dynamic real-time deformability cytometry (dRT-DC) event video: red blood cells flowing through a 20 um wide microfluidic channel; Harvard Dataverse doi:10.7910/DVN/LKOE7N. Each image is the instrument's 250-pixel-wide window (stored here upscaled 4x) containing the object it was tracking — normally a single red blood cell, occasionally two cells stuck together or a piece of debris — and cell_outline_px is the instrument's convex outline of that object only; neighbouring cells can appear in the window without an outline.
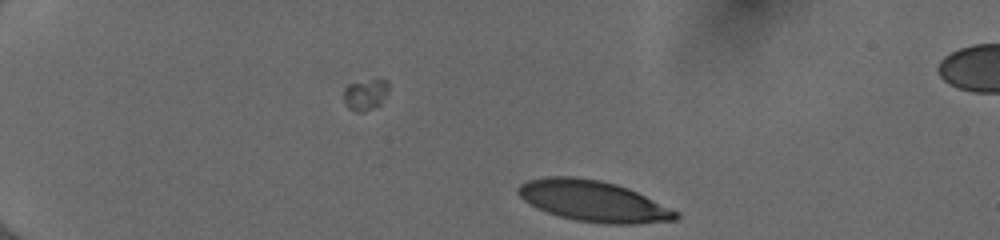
{"species": "human", "species_latin": "Homo sapiens", "temperature_condition": "cold", "stored_images_in_passage": 38, "camera_frame_rate_fps": 3000, "um_per_image_px": 0.085, "donor": {"sex": "female"}, "frame": {"image": 1, "passage_image": 1, "time_ms": 0.0, "image_size_px": [1000, 240], "cell_outline_px": [[680, 216], [676, 220], [636, 224], [604, 224], [576, 220], [560, 216], [536, 208], [524, 200], [516, 192], [516, 188], [520, 184], [528, 180], [544, 176], [576, 176], [600, 180], [616, 184], [628, 188], [672, 208], [680, 212]], "centroid_in_image_um": [50.44, 17.09], "position_along_channel_um": 34.6, "area_um2": 37.86}}
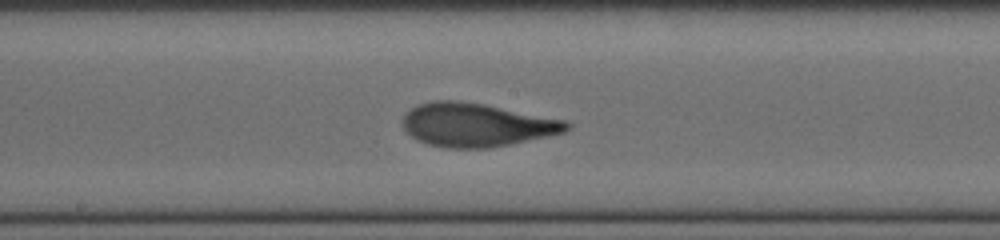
{"frame": {"image": 2, "passage_image": 21, "time_ms": 6.667, "image_size_px": [1000, 240], "cell_outline_px": [[572, 128], [564, 132], [548, 136], [488, 148], [444, 148], [428, 144], [416, 140], [404, 128], [404, 116], [416, 104], [432, 100], [456, 100], [484, 104], [568, 120], [572, 124]], "centroid_in_image_um": [40.54, 10.61], "position_along_channel_um": 207.7, "area_um2": 41.62}}
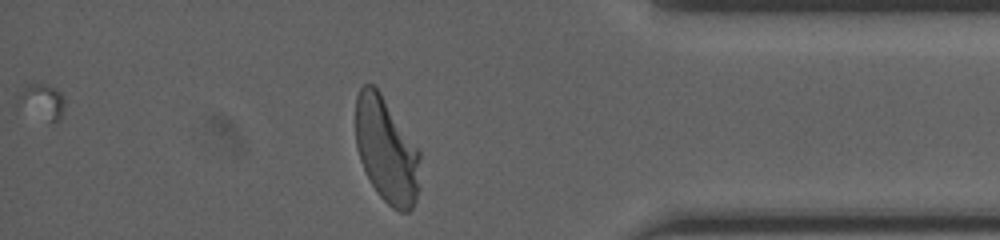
{"frame": {"image": 3, "passage_image": 37, "time_ms": 12.0, "image_size_px": [1000, 240], "cell_outline_px": [[420, 188], [416, 200], [412, 208], [408, 212], [400, 212], [392, 208], [380, 196], [372, 184], [360, 160], [356, 148], [356, 96], [360, 88], [364, 84], [372, 84], [380, 92], [420, 152]], "centroid_in_image_um": [32.86, 12.8], "position_along_channel_um": 402.3, "area_um2": 39.48}, "authors_computed_cell_mechanics": {"area_um2": 39.9976, "velocity_mm_per_s": 3.985, "shape_relaxation_time_tau1_ms": 3.5395, "shape_relaxation_time_tau2_ms": 0.9408, "deformation_change_tau1": 0.2035, "deformation_change_tau2": 0.064}}